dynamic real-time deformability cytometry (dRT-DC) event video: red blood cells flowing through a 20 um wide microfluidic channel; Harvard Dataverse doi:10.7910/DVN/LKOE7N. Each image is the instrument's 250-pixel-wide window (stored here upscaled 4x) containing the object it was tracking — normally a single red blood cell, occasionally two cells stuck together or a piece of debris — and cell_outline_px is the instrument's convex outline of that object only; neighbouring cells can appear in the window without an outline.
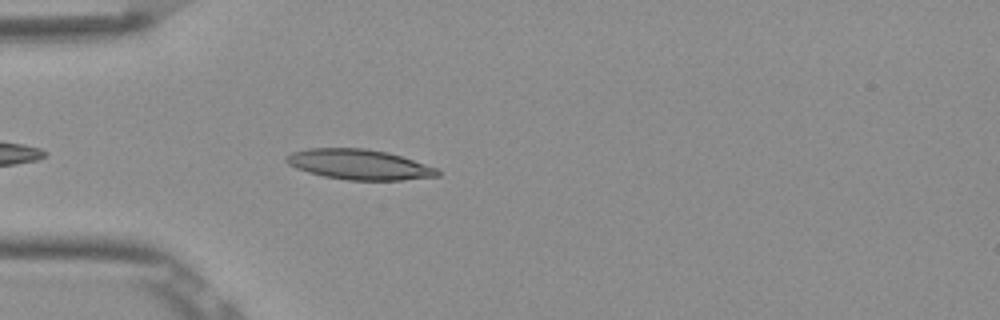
{"species": "Egyptian fruit bat (a non-hibernating species)", "species_latin": "Rousettus aegyptiacus", "temperature_condition": "room temperature", "stored_images_in_passage": 27, "camera_frame_rate_fps": 3000, "um_per_image_px": 0.085, "frame": {"image": 1, "passage_image": 4, "time_ms": 1.0, "image_size_px": [1000, 320], "cell_outline_px": [[440, 176], [400, 180], [348, 180], [324, 176], [308, 172], [296, 168], [288, 164], [284, 160], [284, 156], [292, 152], [308, 148], [364, 148], [388, 152], [436, 168], [440, 172]], "centroid_in_image_um": [30.48, 13.98], "position_along_channel_um": 54.5, "area_um2": 26.53}}
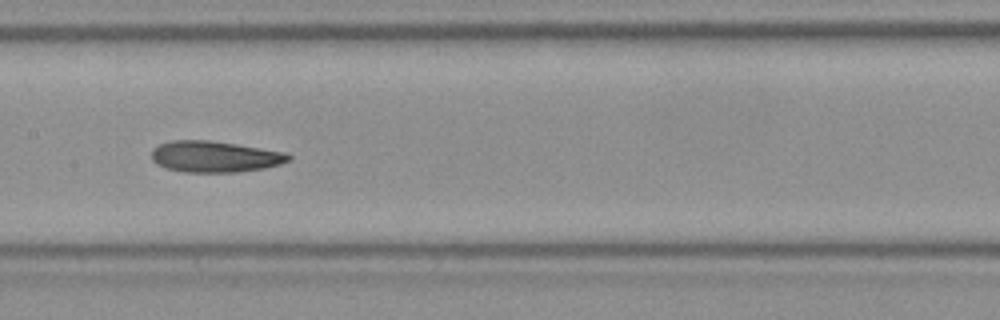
{"frame": {"image": 2, "passage_image": 15, "time_ms": 4.667, "image_size_px": [1000, 320], "cell_outline_px": [[292, 156], [288, 160], [280, 164], [264, 168], [236, 172], [184, 172], [164, 168], [156, 164], [152, 160], [152, 148], [160, 144], [172, 140], [208, 140], [236, 144], [288, 152]], "centroid_in_image_um": [18.24, 13.31], "position_along_channel_um": 189.2, "area_um2": 25.03}}
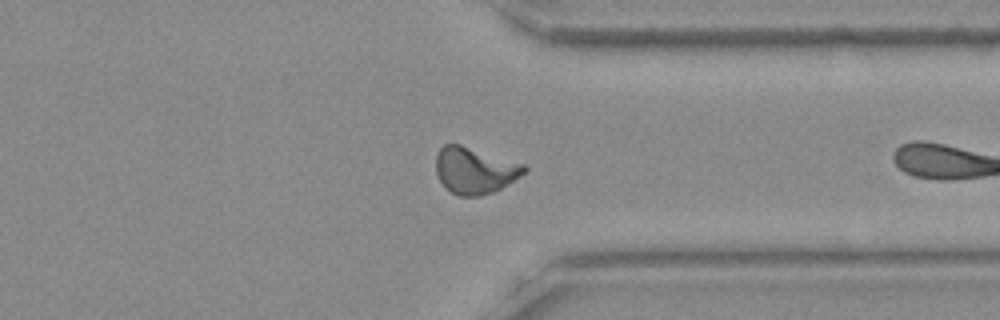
{"frame": {"image": 3, "passage_image": 26, "time_ms": 8.333, "image_size_px": [1000, 320], "cell_outline_px": [[528, 168], [520, 176], [500, 188], [492, 192], [480, 196], [456, 196], [440, 180], [436, 172], [436, 152], [444, 144], [460, 144], [524, 164]], "centroid_in_image_um": [40.33, 14.48], "position_along_channel_um": 371.1, "area_um2": 23.64}}